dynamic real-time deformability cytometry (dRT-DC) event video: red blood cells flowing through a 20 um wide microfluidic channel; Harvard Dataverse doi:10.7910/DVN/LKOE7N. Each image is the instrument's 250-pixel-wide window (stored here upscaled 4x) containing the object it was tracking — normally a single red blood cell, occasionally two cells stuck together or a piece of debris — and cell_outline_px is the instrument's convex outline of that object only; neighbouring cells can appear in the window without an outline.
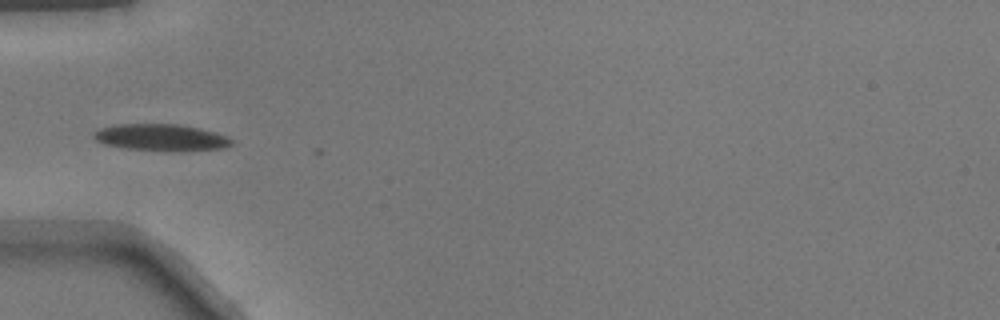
{"species": "common noctule bat (a hibernating species)", "species_latin": "Nyctalus noctula", "temperature_condition": "warm", "stored_images_in_passage": 7, "camera_frame_rate_fps": 3000, "um_per_image_px": 0.085, "animal": {"sex": "male", "body_mass_g": 17.9}, "frame": {"image": 1, "passage_image": 1, "time_ms": 0.0, "image_size_px": [1000, 320], "cell_outline_px": [[236, 144], [224, 148], [184, 152], [168, 152], [124, 148], [104, 144], [96, 140], [92, 136], [100, 128], [116, 124], [176, 124], [200, 128], [228, 136]], "centroid_in_image_um": [13.75, 11.71], "position_along_channel_um": 71.2, "area_um2": 21.96}}
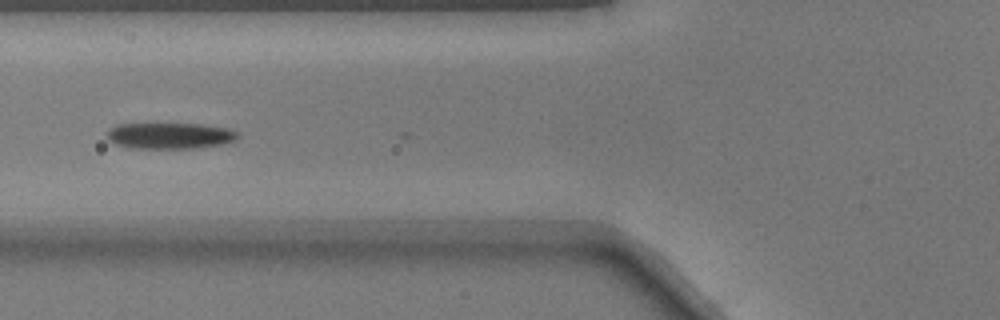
{"frame": {"image": 2, "passage_image": 4, "time_ms": 1.0, "image_size_px": [1000, 320], "cell_outline_px": [[240, 136], [236, 140], [220, 144], [196, 148], [132, 148], [116, 144], [108, 140], [108, 132], [116, 124], [200, 124], [228, 128], [236, 132]], "centroid_in_image_um": [14.45, 11.53], "position_along_channel_um": 111.3, "area_um2": 19.71}}